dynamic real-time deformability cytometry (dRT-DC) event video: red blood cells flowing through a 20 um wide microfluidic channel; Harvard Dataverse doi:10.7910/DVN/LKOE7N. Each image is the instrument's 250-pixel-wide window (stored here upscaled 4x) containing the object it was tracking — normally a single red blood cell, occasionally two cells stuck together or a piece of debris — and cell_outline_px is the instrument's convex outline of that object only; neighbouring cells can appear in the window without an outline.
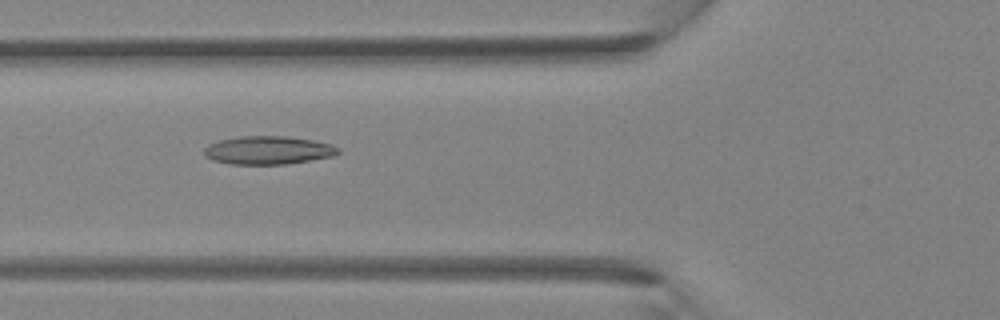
{"species": "Egyptian fruit bat (a non-hibernating species)", "species_latin": "Rousettus aegyptiacus", "temperature_condition": "room temperature", "stored_images_in_passage": 40, "camera_frame_rate_fps": 3000, "um_per_image_px": 0.085, "animal": {"sex": "female"}, "frame": {"image": 1, "passage_image": 15, "time_ms": 4.667, "image_size_px": [1000, 320], "cell_outline_px": [[340, 152], [332, 156], [312, 160], [284, 164], [228, 164], [212, 160], [204, 156], [204, 148], [208, 144], [220, 140], [240, 136], [284, 136], [312, 140], [332, 144], [340, 148]], "centroid_in_image_um": [22.77, 12.77], "position_along_channel_um": 103.0, "area_um2": 22.14}}
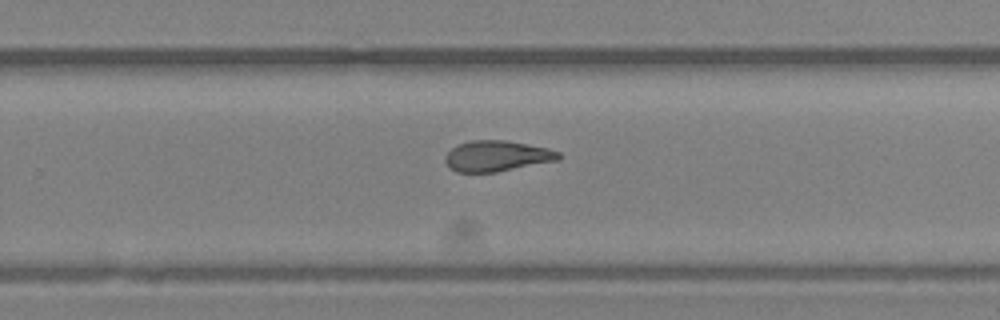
{"frame": {"image": 2, "passage_image": 26, "time_ms": 8.333, "image_size_px": [1000, 320], "cell_outline_px": [[560, 160], [496, 172], [456, 172], [448, 168], [444, 160], [444, 156], [456, 144], [472, 140], [504, 140], [548, 148], [560, 152]], "centroid_in_image_um": [42.2, 13.26], "position_along_channel_um": 287.6, "area_um2": 20.46}}
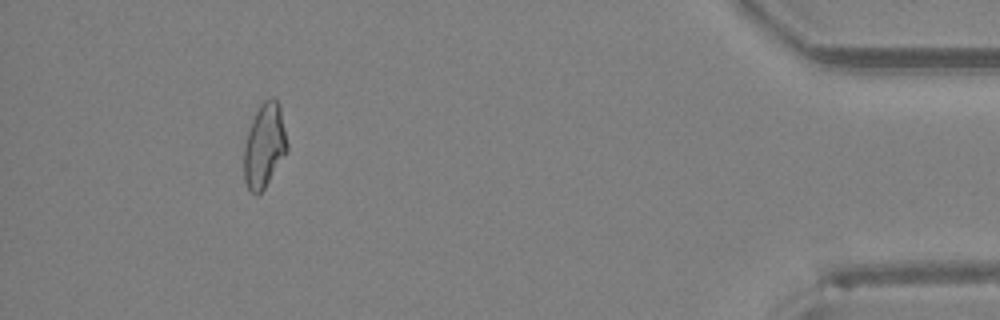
{"frame": {"image": 3, "passage_image": 37, "time_ms": 12.0, "image_size_px": [1000, 320], "cell_outline_px": [[288, 152], [264, 188], [256, 196], [248, 188], [244, 180], [244, 144], [252, 120], [260, 104], [264, 100], [272, 96], [280, 104], [288, 144]], "centroid_in_image_um": [22.49, 12.36], "position_along_channel_um": 412.7, "area_um2": 21.33}}